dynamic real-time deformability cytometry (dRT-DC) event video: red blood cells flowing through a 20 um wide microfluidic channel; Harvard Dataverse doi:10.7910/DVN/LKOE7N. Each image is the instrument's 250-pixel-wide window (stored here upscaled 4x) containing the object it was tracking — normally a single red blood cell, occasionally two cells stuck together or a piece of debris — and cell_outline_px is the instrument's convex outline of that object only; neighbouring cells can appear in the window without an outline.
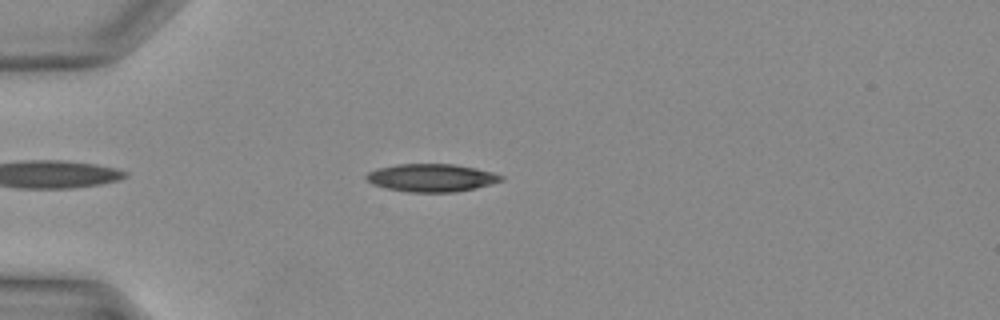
{"species": "Egyptian fruit bat (a non-hibernating species)", "species_latin": "Rousettus aegyptiacus", "temperature_condition": "warm", "stored_images_in_passage": 30, "camera_frame_rate_fps": 3000, "um_per_image_px": 0.085, "animal": {"sex": "female"}, "frame": {"image": 1, "passage_image": 5, "time_ms": 1.333, "image_size_px": [1000, 320], "cell_outline_px": [[504, 180], [476, 188], [456, 192], [408, 192], [388, 188], [372, 184], [364, 176], [368, 172], [376, 168], [396, 164], [452, 164], [476, 168], [492, 172], [504, 176]], "centroid_in_image_um": [36.67, 15.11], "position_along_channel_um": 48.3, "area_um2": 21.91}}
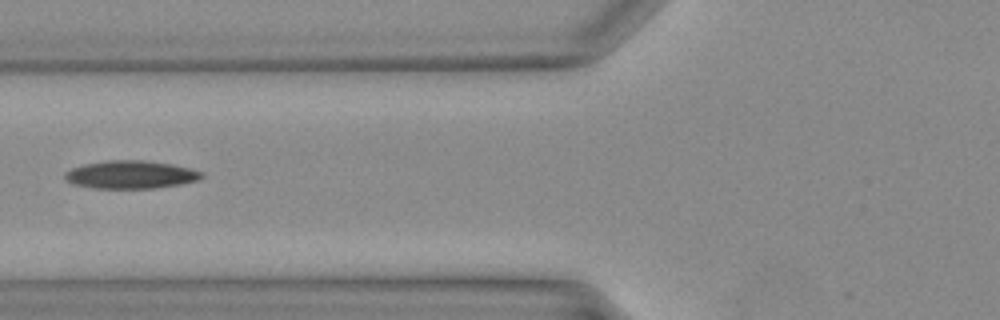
{"frame": {"image": 2, "passage_image": 10, "time_ms": 3.0, "image_size_px": [1000, 320], "cell_outline_px": [[204, 176], [200, 180], [180, 184], [156, 188], [92, 188], [72, 184], [64, 180], [64, 172], [72, 168], [84, 164], [108, 160], [144, 160], [172, 164], [192, 168], [204, 172]], "centroid_in_image_um": [11.12, 14.84], "position_along_channel_um": 114.7, "area_um2": 22.6}}
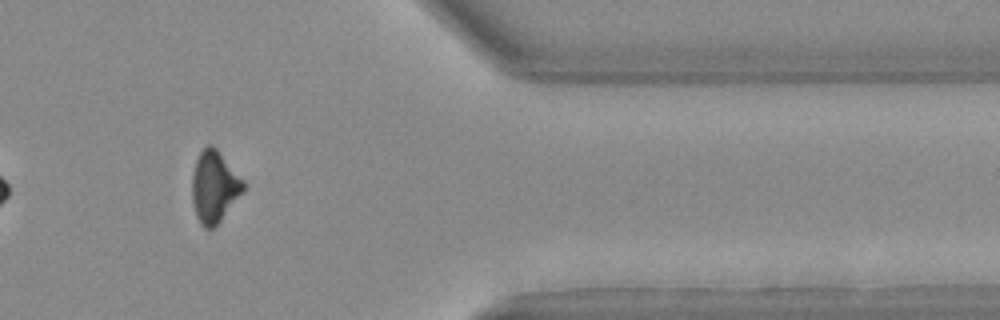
{"frame": {"image": 3, "passage_image": 27, "time_ms": 8.667, "image_size_px": [1000, 320], "cell_outline_px": [[244, 192], [220, 220], [212, 228], [204, 228], [200, 224], [196, 216], [192, 200], [192, 176], [196, 160], [200, 152], [208, 144], [212, 144], [216, 148], [244, 180]], "centroid_in_image_um": [18.21, 15.87], "position_along_channel_um": 393.2, "area_um2": 21.27}}